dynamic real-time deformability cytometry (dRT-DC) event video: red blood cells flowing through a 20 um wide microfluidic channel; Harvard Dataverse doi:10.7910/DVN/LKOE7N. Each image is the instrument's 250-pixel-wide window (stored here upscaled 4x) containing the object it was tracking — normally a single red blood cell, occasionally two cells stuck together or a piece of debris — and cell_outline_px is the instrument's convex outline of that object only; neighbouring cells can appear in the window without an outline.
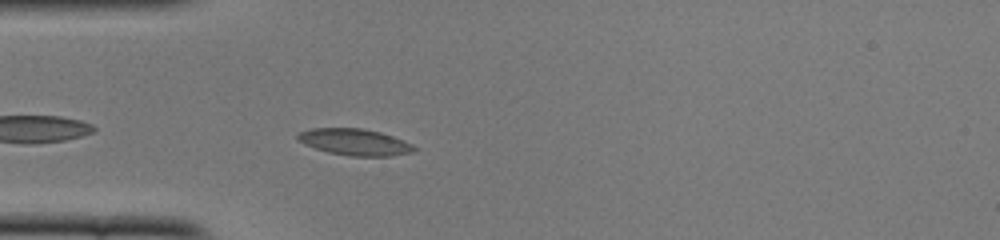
{"species": "common noctule bat (a hibernating species)", "species_latin": "Nyctalus noctula", "temperature_condition": "cold", "stored_images_in_passage": 40, "camera_frame_rate_fps": 3000, "um_per_image_px": 0.085, "animal": {"sex": "female", "body_mass_g": 22.0, "forearm_length_mm": 56.7}, "frame": {"image": 1, "passage_image": 3, "time_ms": 0.667, "image_size_px": [1000, 240], "cell_outline_px": [[416, 148], [412, 152], [392, 156], [352, 156], [328, 152], [304, 144], [296, 140], [296, 136], [300, 132], [312, 128], [360, 128], [380, 132], [392, 136], [412, 144]], "centroid_in_image_um": [30.13, 12.07], "position_along_channel_um": 54.9, "area_um2": 17.86}}
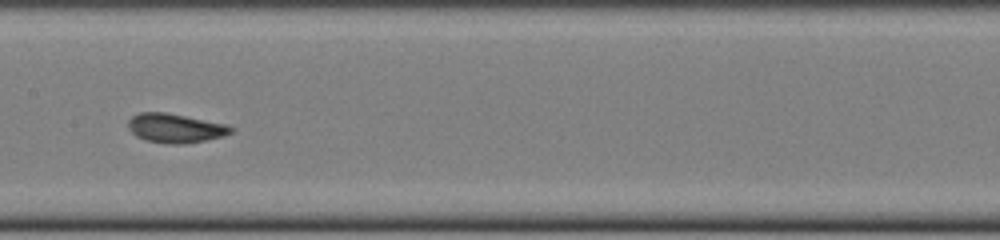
{"frame": {"image": 2, "passage_image": 14, "time_ms": 4.333, "image_size_px": [1000, 240], "cell_outline_px": [[236, 128], [232, 132], [224, 136], [184, 144], [168, 144], [144, 140], [136, 136], [128, 128], [128, 120], [132, 116], [140, 112], [164, 112], [228, 124]], "centroid_in_image_um": [14.91, 10.89], "position_along_channel_um": 192.5, "area_um2": 17.57}}
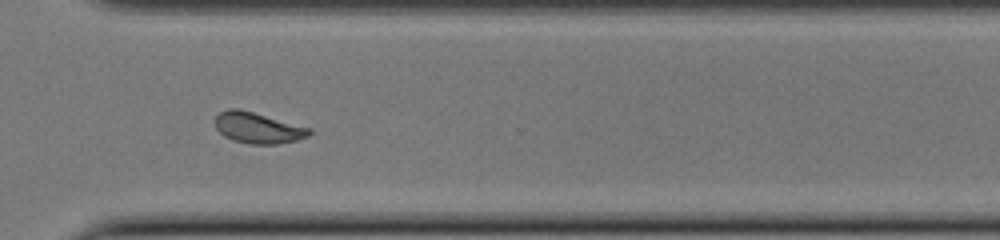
{"frame": {"image": 3, "passage_image": 26, "time_ms": 8.333, "image_size_px": [1000, 240], "cell_outline_px": [[312, 132], [308, 136], [296, 140], [276, 144], [248, 144], [232, 140], [224, 136], [216, 128], [216, 116], [220, 112], [228, 108], [240, 108], [312, 128]], "centroid_in_image_um": [21.93, 10.86], "position_along_channel_um": 348.7, "area_um2": 17.11}, "authors_computed_cell_mechanics": {"area_um2": 17.0221, "velocity_mm_per_s": 3.8934, "shape_relaxation_time_tau1_ms": 4.8361, "shape_relaxation_time_tau2_ms": 1.9146, "deformation_change_tau1": 0.1521, "deformation_change_tau2": 0.0633}}